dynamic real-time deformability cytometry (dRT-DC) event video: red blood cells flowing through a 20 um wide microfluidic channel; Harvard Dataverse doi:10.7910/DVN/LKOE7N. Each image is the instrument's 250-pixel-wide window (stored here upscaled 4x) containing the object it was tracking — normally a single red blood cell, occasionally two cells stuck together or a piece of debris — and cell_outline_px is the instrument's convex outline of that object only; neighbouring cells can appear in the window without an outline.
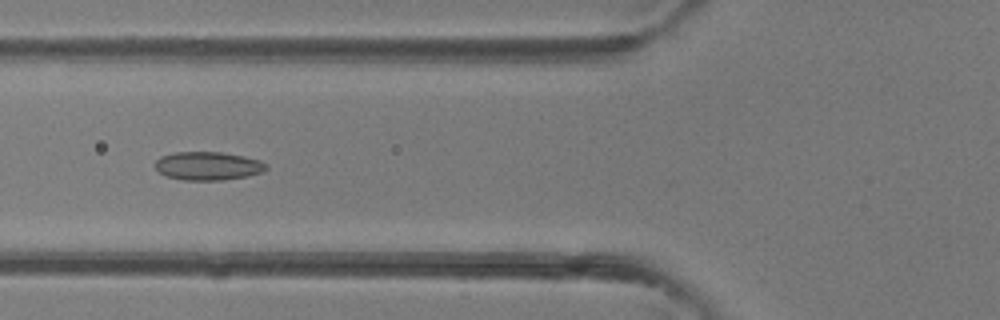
{"species": "common noctule bat (a hibernating species)", "species_latin": "Nyctalus noctula", "temperature_condition": "room temperature", "stored_images_in_passage": 4, "camera_frame_rate_fps": 3000, "um_per_image_px": 0.085, "animal": {"sex": "female"}, "frame": {"image": 1, "passage_image": 4, "time_ms": 3.333, "image_size_px": [1000, 320], "cell_outline_px": [[268, 168], [264, 172], [248, 176], [224, 180], [184, 180], [168, 176], [160, 172], [156, 168], [156, 160], [160, 156], [176, 152], [220, 152], [244, 156], [260, 160], [268, 164]], "centroid_in_image_um": [17.74, 14.1], "position_along_channel_um": 108.1, "area_um2": 18.44}}